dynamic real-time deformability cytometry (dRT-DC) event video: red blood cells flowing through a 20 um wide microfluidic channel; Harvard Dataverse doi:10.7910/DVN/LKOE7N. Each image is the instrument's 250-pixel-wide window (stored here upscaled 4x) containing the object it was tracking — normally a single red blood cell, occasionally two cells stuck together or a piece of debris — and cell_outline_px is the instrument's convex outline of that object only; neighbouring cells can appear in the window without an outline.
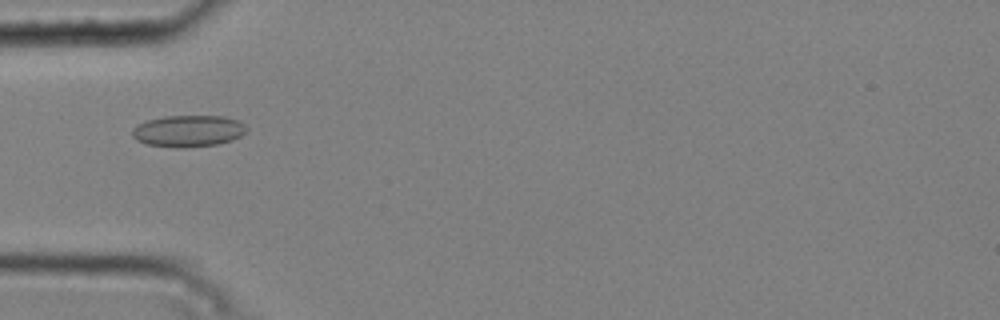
{"species": "common noctule bat (a hibernating species)", "species_latin": "Nyctalus noctula", "temperature_condition": "cold", "stored_images_in_passage": 33, "camera_frame_rate_fps": 3000, "um_per_image_px": 0.085, "animal": {"sex": "male", "body_mass_g": 20.4}, "frame": {"image": 1, "passage_image": 3, "time_ms": 0.667, "image_size_px": [1000, 320], "cell_outline_px": [[248, 128], [240, 136], [232, 140], [220, 144], [184, 148], [176, 148], [148, 144], [136, 140], [132, 136], [132, 128], [136, 124], [148, 120], [164, 116], [224, 116], [240, 120]], "centroid_in_image_um": [16.01, 11.13], "position_along_channel_um": 69.0, "area_um2": 21.33}}
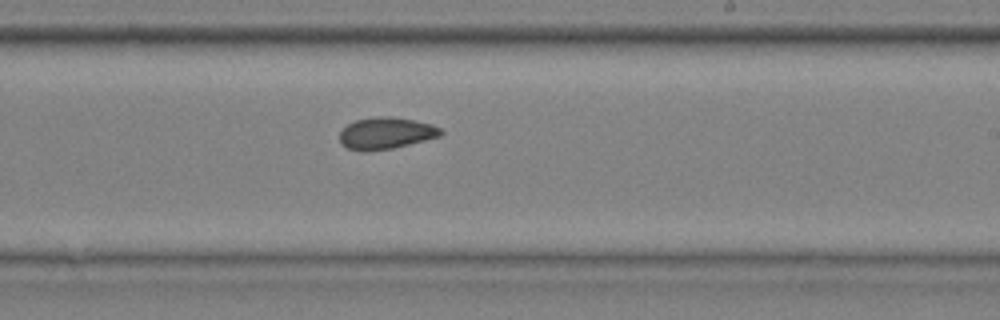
{"frame": {"image": 2, "passage_image": 18, "time_ms": 5.667, "image_size_px": [1000, 320], "cell_outline_px": [[444, 132], [440, 136], [392, 148], [364, 152], [360, 152], [348, 148], [340, 144], [340, 132], [348, 124], [356, 120], [380, 116], [388, 116], [412, 120], [432, 124], [440, 128]], "centroid_in_image_um": [32.78, 11.33], "position_along_channel_um": 256.2, "area_um2": 18.55}}
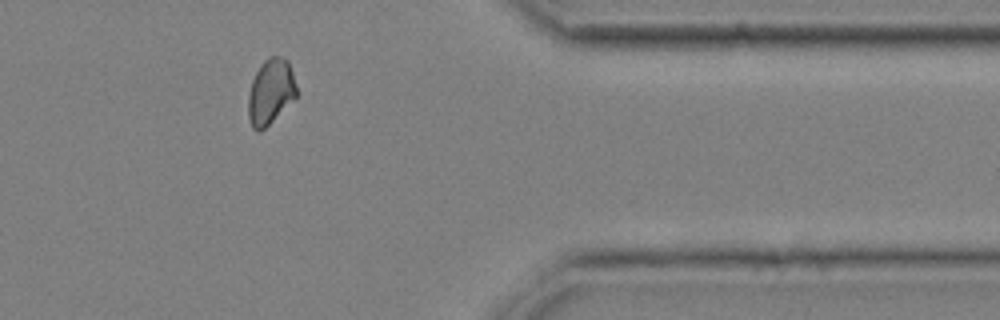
{"frame": {"image": 3, "passage_image": 30, "time_ms": 9.667, "image_size_px": [1000, 320], "cell_outline_px": [[296, 96], [260, 132], [256, 132], [252, 128], [248, 116], [248, 96], [252, 80], [260, 64], [268, 56], [284, 56], [288, 60], [296, 84]], "centroid_in_image_um": [22.98, 7.76], "position_along_channel_um": 388.4, "area_um2": 18.26}, "authors_computed_cell_mechanics": {"area_um2": 18.5538, "velocity_mm_per_s": 3.7569, "shape_relaxation_time_tau1_ms": null, "shape_relaxation_time_tau2_ms": 3.0593, "deformation_change_tau1": null, "deformation_change_tau2": 0.0542}}